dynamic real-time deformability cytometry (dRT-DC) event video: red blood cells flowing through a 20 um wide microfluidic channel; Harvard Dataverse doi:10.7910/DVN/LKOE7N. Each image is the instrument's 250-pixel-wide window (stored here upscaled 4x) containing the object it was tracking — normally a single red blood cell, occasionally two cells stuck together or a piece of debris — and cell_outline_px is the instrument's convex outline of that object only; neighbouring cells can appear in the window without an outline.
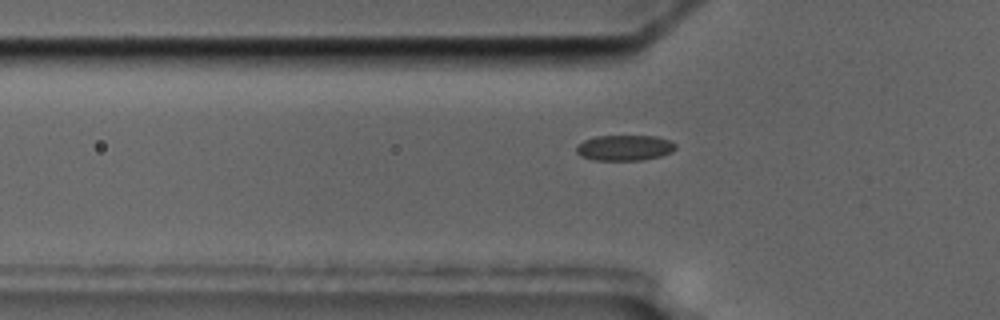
{"species": "common noctule bat (a hibernating species)", "species_latin": "Nyctalus noctula", "temperature_condition": "cold", "stored_images_in_passage": 5, "camera_frame_rate_fps": 3000, "um_per_image_px": 0.085, "animal": {"sex": "male", "body_mass_g": 17.5, "forearm_length_mm": 52.3}, "frame": {"image": 1, "passage_image": 5, "time_ms": 5.667, "image_size_px": [1000, 320], "cell_outline_px": [[676, 148], [672, 152], [660, 156], [640, 160], [592, 160], [580, 156], [576, 152], [576, 148], [584, 140], [596, 136], [656, 136], [672, 140], [676, 144]], "centroid_in_image_um": [53.11, 12.56], "position_along_channel_um": 72.7, "area_um2": 14.85}}